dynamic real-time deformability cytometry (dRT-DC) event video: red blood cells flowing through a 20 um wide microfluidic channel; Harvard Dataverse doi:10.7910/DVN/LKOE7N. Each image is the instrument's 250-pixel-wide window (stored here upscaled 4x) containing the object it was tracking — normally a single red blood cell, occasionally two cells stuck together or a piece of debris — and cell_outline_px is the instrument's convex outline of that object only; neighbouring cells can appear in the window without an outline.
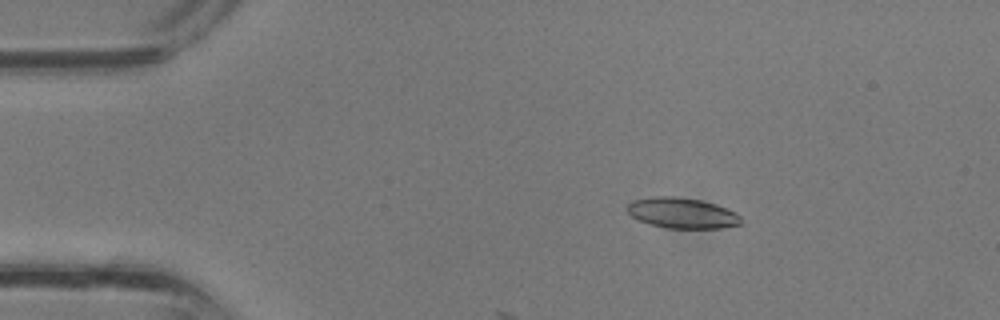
{"species": "common noctule bat (a hibernating species)", "species_latin": "Nyctalus noctula", "temperature_condition": "room temperature", "stored_images_in_passage": 5, "camera_frame_rate_fps": 3000, "um_per_image_px": 0.085, "animal": {"sex": "male", "body_mass_g": 13.3}, "frame": {"image": 1, "passage_image": 1, "time_ms": 0.0, "image_size_px": [1000, 320], "cell_outline_px": [[740, 224], [720, 228], [668, 228], [648, 224], [632, 216], [624, 208], [632, 200], [656, 196], [672, 196], [700, 200], [716, 204], [736, 212], [740, 216]], "centroid_in_image_um": [57.94, 18.1], "position_along_channel_um": 27.1, "area_um2": 20.23}}